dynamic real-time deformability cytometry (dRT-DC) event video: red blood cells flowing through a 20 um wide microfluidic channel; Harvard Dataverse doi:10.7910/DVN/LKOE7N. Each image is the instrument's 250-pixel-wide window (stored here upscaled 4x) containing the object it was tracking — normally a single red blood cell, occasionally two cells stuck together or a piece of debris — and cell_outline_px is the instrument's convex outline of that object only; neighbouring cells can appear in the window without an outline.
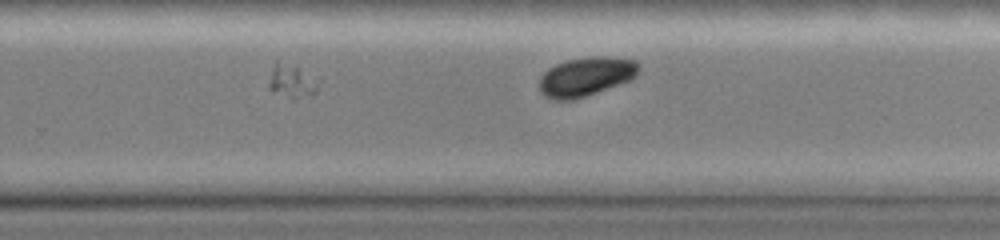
{"species": "common noctule bat (a hibernating species)", "species_latin": "Nyctalus noctula", "temperature_condition": "cold", "stored_images_in_passage": 23, "segment_of_instrument_passage": [1, 2], "camera_frame_rate_fps": 3000, "um_per_image_px": 0.085, "animal": {"sex": "female", "body_mass_g": 19.0, "forearm_length_mm": 51.5}, "frame": {"image": 1, "passage_image": 22, "time_ms": 7.0, "image_size_px": [1000, 240], "cell_outline_px": [[320, 80], [316, 92], [296, 100], [292, 100], [272, 92], [268, 88], [268, 84], [272, 68], [276, 60], [320, 76]], "centroid_in_image_um": [24.84, 6.93], "position_along_channel_um": 305.0, "area_um2": 10.06}}